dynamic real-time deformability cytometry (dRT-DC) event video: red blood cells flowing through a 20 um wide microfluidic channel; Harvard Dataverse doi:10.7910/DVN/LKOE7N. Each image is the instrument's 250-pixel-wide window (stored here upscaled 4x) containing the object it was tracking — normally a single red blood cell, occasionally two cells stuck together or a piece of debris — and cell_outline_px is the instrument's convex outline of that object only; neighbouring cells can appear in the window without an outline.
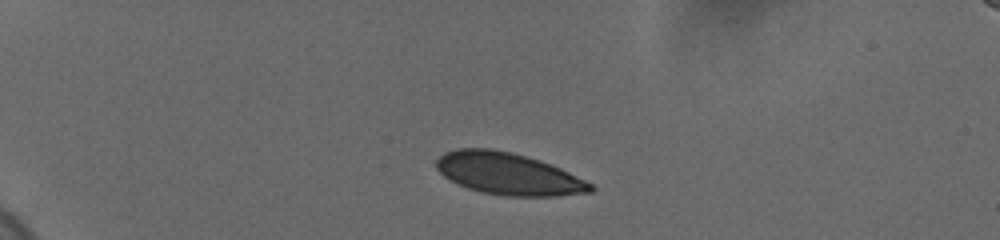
{"species": "human", "species_latin": "Homo sapiens", "temperature_condition": "cold", "stored_images_in_passage": 44, "camera_frame_rate_fps": 3000, "um_per_image_px": 0.085, "donor": {"sex": "female"}, "frame": {"image": 1, "passage_image": 1, "time_ms": 0.0, "image_size_px": [1000, 240], "cell_outline_px": [[596, 188], [592, 192], [556, 196], [504, 196], [484, 192], [468, 188], [444, 176], [436, 168], [436, 160], [444, 152], [456, 148], [488, 148], [512, 152], [528, 156], [540, 160], [560, 168], [592, 184]], "centroid_in_image_um": [43.21, 14.76], "position_along_channel_um": 41.8, "area_um2": 37.57}}
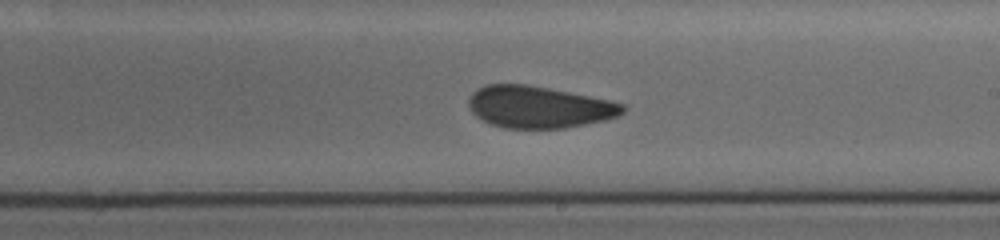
{"frame": {"image": 2, "passage_image": 23, "time_ms": 7.333, "image_size_px": [1000, 240], "cell_outline_px": [[628, 108], [624, 112], [608, 120], [564, 128], [504, 128], [492, 124], [476, 116], [468, 108], [468, 100], [472, 92], [488, 84], [528, 84], [608, 100], [624, 104]], "centroid_in_image_um": [45.81, 9.1], "position_along_channel_um": 243.2, "area_um2": 37.51}}
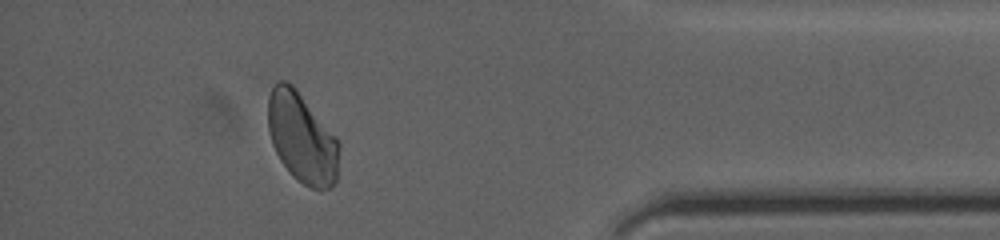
{"frame": {"image": 3, "passage_image": 39, "time_ms": 12.667, "image_size_px": [1000, 240], "cell_outline_px": [[340, 148], [336, 180], [328, 188], [312, 188], [296, 180], [292, 176], [280, 160], [272, 144], [268, 132], [268, 96], [272, 88], [280, 80], [288, 80], [296, 88], [336, 136], [340, 144]], "centroid_in_image_um": [25.66, 11.7], "position_along_channel_um": 409.5, "area_um2": 37.45}, "authors_computed_cell_mechanics": {"area_um2": 37.7723, "velocity_mm_per_s": 3.6508, "shape_relaxation_time_tau1_ms": 6.3306, "shape_relaxation_time_tau2_ms": 1.3327, "deformation_change_tau1": 0.1142, "deformation_change_tau2": 0.0413}}